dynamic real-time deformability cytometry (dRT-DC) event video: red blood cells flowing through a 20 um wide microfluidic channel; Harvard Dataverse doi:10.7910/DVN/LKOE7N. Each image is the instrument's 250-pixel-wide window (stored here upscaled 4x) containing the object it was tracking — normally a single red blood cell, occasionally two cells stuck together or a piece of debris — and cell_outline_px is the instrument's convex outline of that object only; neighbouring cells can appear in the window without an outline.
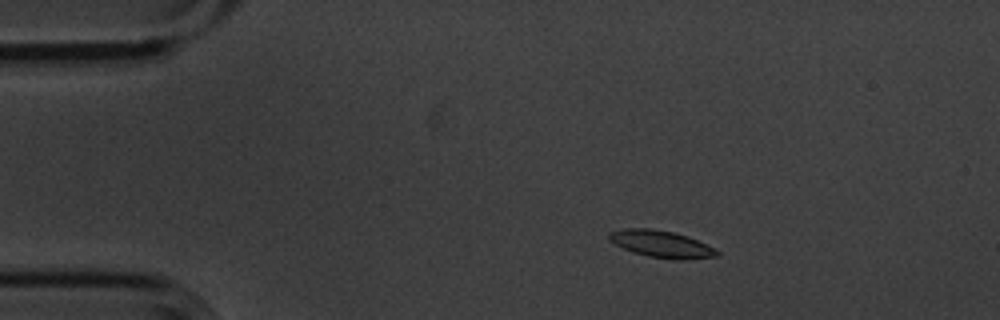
{"species": "common noctule bat (a hibernating species)", "species_latin": "Nyctalus noctula", "temperature_condition": "cold", "stored_images_in_passage": 9, "camera_frame_rate_fps": 3000, "um_per_image_px": 0.085, "animal": {"sex": "male", "body_mass_g": 20.1, "forearm_length_mm": 53.5}, "frame": {"image": 1, "passage_image": 1, "time_ms": 0.0, "image_size_px": [1000, 320], "cell_outline_px": [[720, 256], [684, 260], [672, 260], [648, 256], [632, 252], [608, 240], [608, 232], [624, 228], [652, 228], [672, 232], [688, 236], [720, 252]], "centroid_in_image_um": [56.19, 20.75], "position_along_channel_um": 28.8, "area_um2": 16.99}}
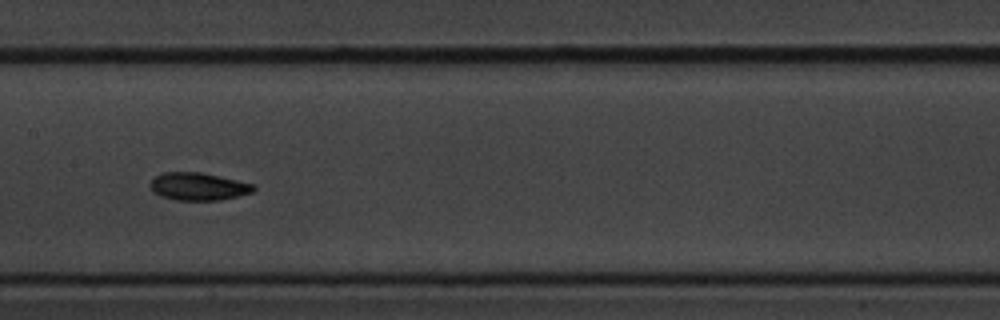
{"frame": {"image": 2, "passage_image": 6, "time_ms": 1.667, "image_size_px": [1000, 320], "cell_outline_px": [[256, 188], [252, 192], [220, 200], [176, 200], [160, 196], [152, 192], [148, 184], [156, 176], [164, 172], [200, 172], [220, 176], [256, 184]], "centroid_in_image_um": [16.84, 15.85], "position_along_channel_um": 190.6, "area_um2": 16.76}}
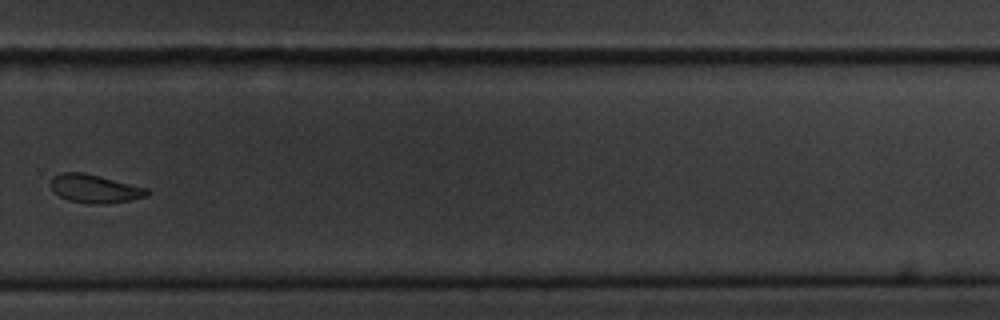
{"frame": {"image": 3, "passage_image": 9, "time_ms": 2.667, "image_size_px": [1000, 320], "cell_outline_px": [[148, 196], [128, 200], [104, 204], [96, 204], [68, 200], [60, 196], [52, 188], [52, 176], [60, 172], [84, 172], [148, 188]], "centroid_in_image_um": [8.06, 16.02], "position_along_channel_um": 321.7, "area_um2": 15.72}}